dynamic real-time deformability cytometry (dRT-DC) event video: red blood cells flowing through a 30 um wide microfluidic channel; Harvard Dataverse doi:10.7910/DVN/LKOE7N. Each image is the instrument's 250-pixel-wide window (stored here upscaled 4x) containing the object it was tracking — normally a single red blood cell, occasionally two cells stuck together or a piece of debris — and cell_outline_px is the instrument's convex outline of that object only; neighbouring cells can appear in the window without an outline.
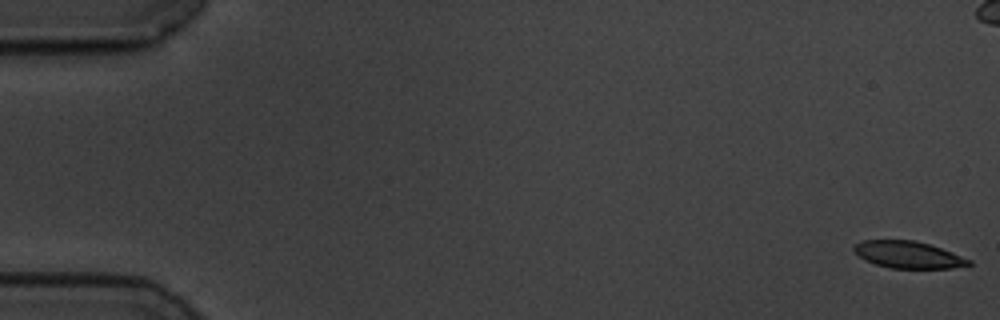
{"species": "common noctule bat (a hibernating species)", "species_latin": "Nyctalus noctula", "temperature_condition": "cold", "stored_images_in_passage": 59, "camera_frame_rate_fps": 3000, "um_per_image_px": 0.085, "animal": {"sex": "male", "body_mass_g": 19.5, "forearm_length_mm": 54.6}, "frame": {"image": 1, "passage_image": 1, "time_ms": 0.0, "image_size_px": [1000, 320], "cell_outline_px": [[972, 264], [952, 268], [888, 268], [864, 260], [852, 248], [860, 240], [912, 240], [928, 244], [952, 252], [972, 260]], "centroid_in_image_um": [77.19, 21.65], "position_along_channel_um": 7.8, "area_um2": 17.92}}
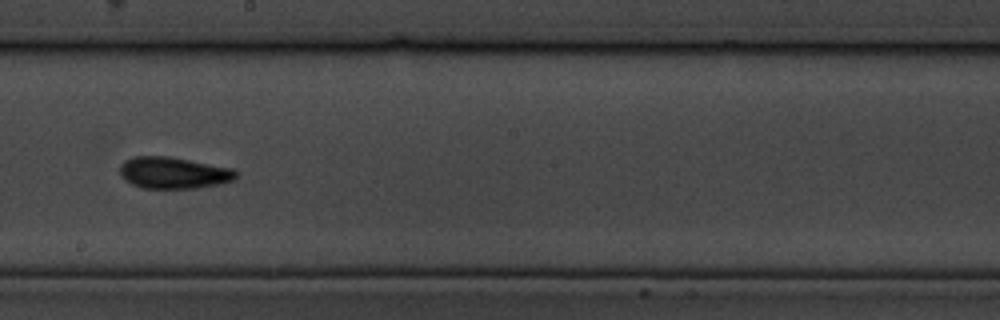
{"frame": {"image": 2, "passage_image": 33, "time_ms": 10.667, "image_size_px": [1000, 320], "cell_outline_px": [[236, 180], [220, 184], [196, 188], [144, 188], [132, 184], [124, 180], [120, 172], [120, 164], [124, 160], [132, 156], [168, 156], [232, 168], [236, 172]], "centroid_in_image_um": [14.73, 14.69], "position_along_channel_um": 233.5, "area_um2": 21.44}}
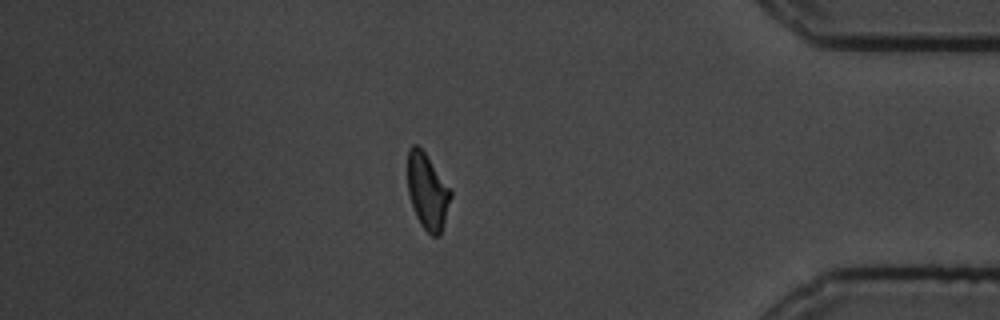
{"frame": {"image": 3, "passage_image": 50, "time_ms": 16.333, "image_size_px": [1000, 320], "cell_outline_px": [[452, 196], [440, 236], [432, 236], [420, 224], [416, 216], [408, 192], [408, 148], [412, 144], [416, 144], [424, 152], [452, 192]], "centroid_in_image_um": [36.33, 16.29], "position_along_channel_um": 398.9, "area_um2": 18.73}, "authors_computed_cell_mechanics": {"area_um2": 20.1722, "velocity_mm_per_s": 3.4955, "shape_relaxation_time_tau1_ms": 4.0316, "shape_relaxation_time_tau2_ms": 2.793, "deformation_change_tau1": 0.151, "deformation_change_tau2": 0.0862}}